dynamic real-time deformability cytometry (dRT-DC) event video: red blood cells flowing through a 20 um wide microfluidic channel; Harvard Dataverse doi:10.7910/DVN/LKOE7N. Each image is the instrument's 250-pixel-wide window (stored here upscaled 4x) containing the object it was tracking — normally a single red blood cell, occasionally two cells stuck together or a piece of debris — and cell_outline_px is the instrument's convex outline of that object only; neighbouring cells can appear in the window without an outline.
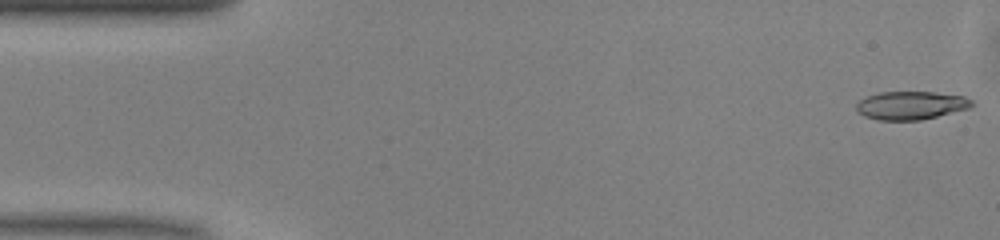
{"species": "common noctule bat (a hibernating species)", "species_latin": "Nyctalus noctula", "temperature_condition": "warm", "stored_images_in_passage": 47, "camera_frame_rate_fps": 3000, "um_per_image_px": 0.085, "animal": {"sex": "male", "body_mass_g": 13.0, "forearm_length_mm": 53.1}, "frame": {"image": 1, "passage_image": 1, "time_ms": 0.0, "image_size_px": [1000, 240], "cell_outline_px": [[976, 104], [972, 108], [920, 120], [876, 120], [864, 116], [856, 112], [856, 104], [860, 100], [868, 96], [880, 92], [936, 92], [964, 96], [972, 100]], "centroid_in_image_um": [77.46, 8.96], "position_along_channel_um": 7.5, "area_um2": 19.25}}
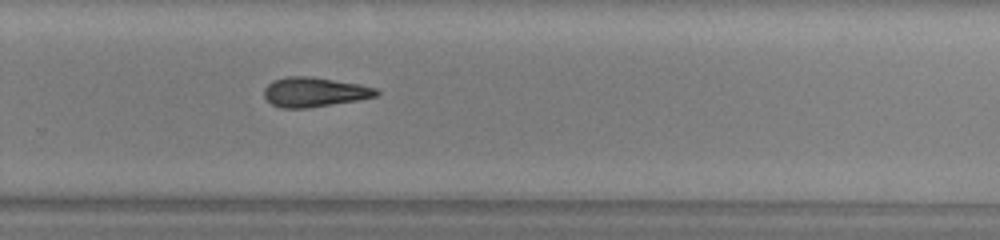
{"frame": {"image": 2, "passage_image": 32, "time_ms": 10.333, "image_size_px": [1000, 240], "cell_outline_px": [[380, 92], [376, 96], [356, 100], [308, 108], [280, 108], [272, 104], [264, 96], [264, 88], [272, 80], [288, 76], [308, 76], [360, 84], [376, 88]], "centroid_in_image_um": [26.69, 7.82], "position_along_channel_um": 303.1, "area_um2": 19.25}}
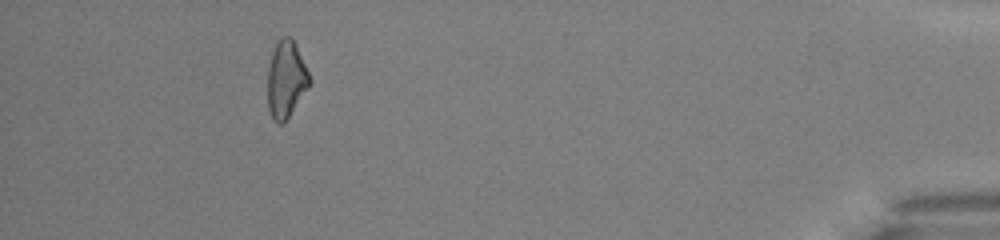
{"frame": {"image": 3, "passage_image": 45, "time_ms": 14.667, "image_size_px": [1000, 240], "cell_outline_px": [[312, 80], [308, 88], [288, 116], [280, 124], [272, 116], [268, 108], [268, 68], [272, 52], [280, 36], [288, 36], [292, 40]], "centroid_in_image_um": [24.3, 6.72], "position_along_channel_um": 410.9, "area_um2": 18.15}, "authors_computed_cell_mechanics": {"area_um2": 19.2474, "velocity_mm_per_s": 4.0962, "shape_relaxation_time_tau1_ms": 9.584, "shape_relaxation_time_tau2_ms": null, "deformation_change_tau1": 0.206, "deformation_change_tau2": null}}